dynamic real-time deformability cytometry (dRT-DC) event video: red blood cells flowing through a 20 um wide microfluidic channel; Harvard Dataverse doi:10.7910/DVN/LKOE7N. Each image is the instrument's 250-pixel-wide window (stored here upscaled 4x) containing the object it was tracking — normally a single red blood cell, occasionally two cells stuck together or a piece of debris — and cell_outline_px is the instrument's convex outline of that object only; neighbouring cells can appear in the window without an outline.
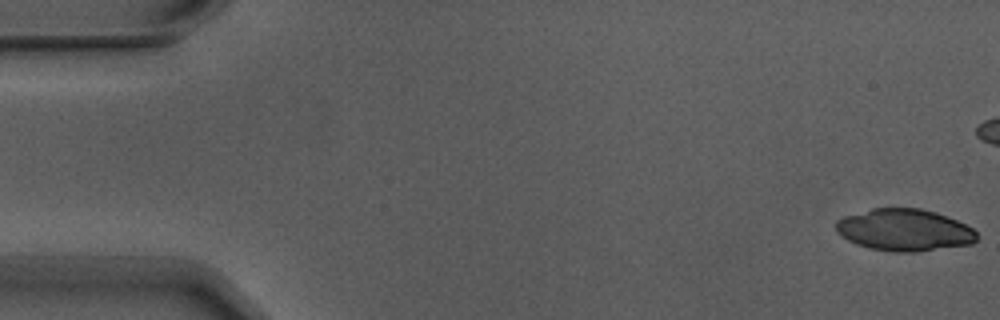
{"species": "Egyptian fruit bat (a non-hibernating species)", "species_latin": "Rousettus aegyptiacus", "temperature_condition": "warm", "stored_images_in_passage": 5, "camera_frame_rate_fps": 3000, "um_per_image_px": 0.085, "animal": {"sex": "male"}, "frame": {"image": 1, "passage_image": 1, "time_ms": 0.0, "image_size_px": [1000, 320], "cell_outline_px": [[976, 240], [972, 244], [916, 252], [892, 252], [868, 248], [856, 244], [840, 236], [836, 232], [836, 220], [844, 216], [872, 208], [920, 208], [936, 212], [956, 220], [972, 228], [976, 232]], "centroid_in_image_um": [76.84, 19.55], "position_along_channel_um": 8.2, "area_um2": 34.56}}